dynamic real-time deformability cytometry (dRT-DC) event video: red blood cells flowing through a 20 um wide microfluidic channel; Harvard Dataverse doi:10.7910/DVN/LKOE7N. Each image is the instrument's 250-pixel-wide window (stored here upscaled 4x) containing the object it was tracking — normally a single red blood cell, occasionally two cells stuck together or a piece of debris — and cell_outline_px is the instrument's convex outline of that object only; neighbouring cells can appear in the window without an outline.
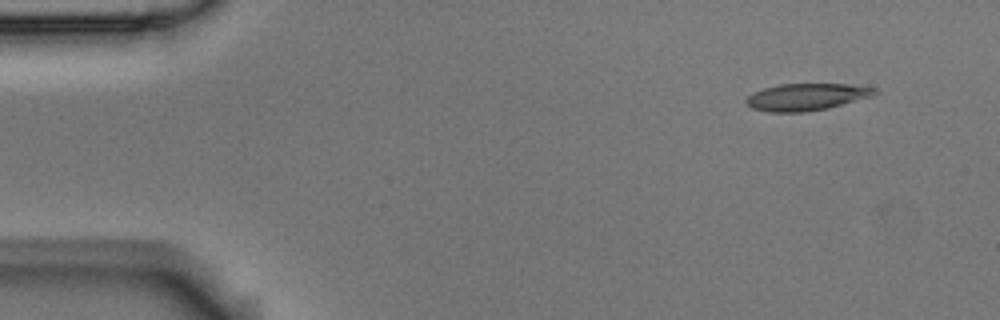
{"species": "Egyptian fruit bat (a non-hibernating species)", "species_latin": "Rousettus aegyptiacus", "temperature_condition": "room temperature", "stored_images_in_passage": 3, "camera_frame_rate_fps": 3000, "um_per_image_px": 0.085, "animal": {"sex": "male"}, "frame": {"image": 1, "passage_image": 1, "time_ms": 0.0, "image_size_px": [1000, 320], "cell_outline_px": [[880, 92], [872, 96], [828, 108], [804, 112], [768, 112], [752, 108], [744, 100], [752, 92], [764, 88], [780, 84], [852, 84], [876, 88]], "centroid_in_image_um": [68.56, 8.23], "position_along_channel_um": 16.4, "area_um2": 20.29}}
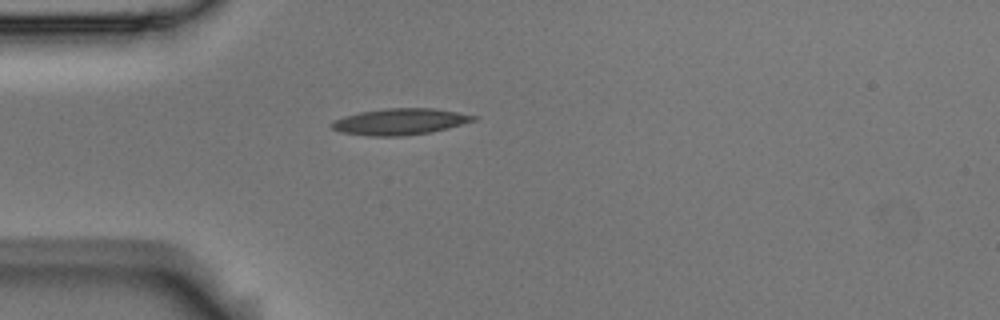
{"frame": {"image": 2, "passage_image": 3, "time_ms": 0.667, "image_size_px": [1000, 320], "cell_outline_px": [[480, 116], [476, 120], [432, 132], [404, 136], [368, 136], [340, 132], [332, 128], [328, 124], [332, 120], [344, 116], [360, 112], [384, 108], [432, 108]], "centroid_in_image_um": [33.96, 10.34], "position_along_channel_um": 51.0, "area_um2": 21.91}}